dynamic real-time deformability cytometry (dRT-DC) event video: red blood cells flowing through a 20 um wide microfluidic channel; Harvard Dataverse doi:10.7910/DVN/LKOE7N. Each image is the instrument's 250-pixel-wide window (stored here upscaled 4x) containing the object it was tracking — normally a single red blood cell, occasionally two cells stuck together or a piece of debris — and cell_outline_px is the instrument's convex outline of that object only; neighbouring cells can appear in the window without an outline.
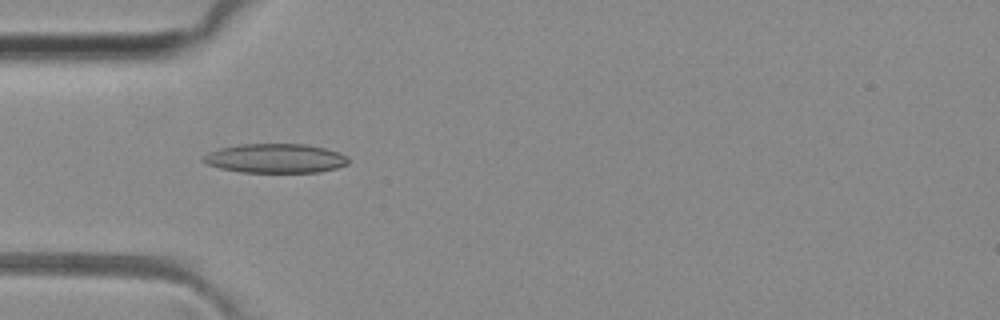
{"species": "common noctule bat (a hibernating species)", "species_latin": "Nyctalus noctula", "temperature_condition": "room temperature", "stored_images_in_passage": 5, "camera_frame_rate_fps": 3000, "um_per_image_px": 0.085, "animal": {"sex": "female", "body_mass_g": 29.2, "forearm_length_mm": 56.3}, "frame": {"image": 1, "passage_image": 1, "time_ms": 0.0, "image_size_px": [1000, 320], "cell_outline_px": [[348, 164], [336, 168], [320, 172], [240, 172], [220, 168], [208, 164], [200, 160], [200, 156], [208, 152], [220, 148], [236, 144], [304, 144], [324, 148], [340, 152], [348, 160]], "centroid_in_image_um": [23.35, 13.45], "position_along_channel_um": 61.6, "area_um2": 24.8}}
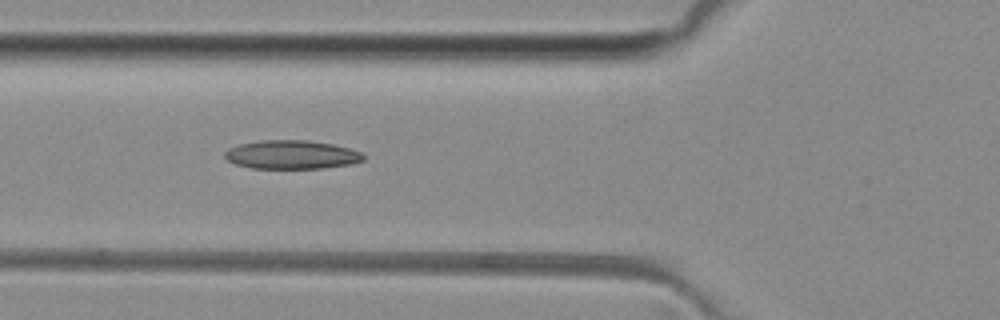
{"frame": {"image": 2, "passage_image": 4, "time_ms": 1.0, "image_size_px": [1000, 320], "cell_outline_px": [[364, 160], [352, 164], [324, 168], [252, 168], [236, 164], [228, 160], [224, 156], [224, 152], [228, 148], [240, 144], [260, 140], [308, 140], [332, 144], [352, 148], [364, 152]], "centroid_in_image_um": [24.83, 13.14], "position_along_channel_um": 101.0, "area_um2": 23.35}}